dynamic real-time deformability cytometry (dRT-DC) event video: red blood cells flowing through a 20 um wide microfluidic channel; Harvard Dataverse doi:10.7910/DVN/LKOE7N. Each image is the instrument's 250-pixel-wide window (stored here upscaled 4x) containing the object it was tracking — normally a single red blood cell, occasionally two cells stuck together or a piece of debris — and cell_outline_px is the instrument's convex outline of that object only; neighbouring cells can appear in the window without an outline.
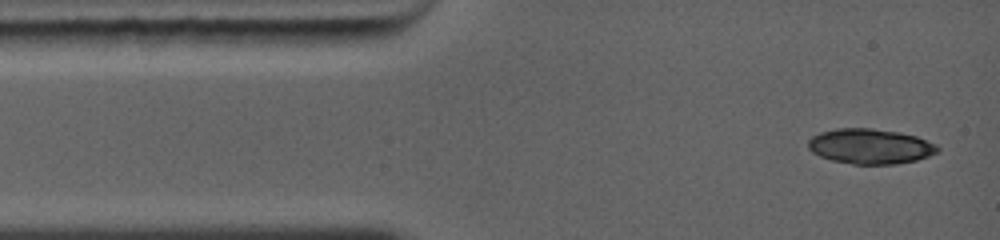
{"species": "common noctule bat (a hibernating species)", "species_latin": "Nyctalus noctula", "temperature_condition": "warm", "stored_images_in_passage": 3, "camera_frame_rate_fps": 5000, "um_per_image_px": 0.085, "animal": {"sex": "female", "body_mass_g": 19.0, "forearm_length_mm": 56.7}, "frame": {"image": 1, "passage_image": 1, "time_ms": 0.0, "image_size_px": [1000, 240], "cell_outline_px": [[940, 148], [936, 152], [928, 156], [916, 160], [896, 164], [852, 164], [832, 160], [820, 156], [812, 152], [808, 148], [808, 140], [812, 136], [820, 132], [836, 128], [872, 128], [900, 132], [916, 136], [936, 144]], "centroid_in_image_um": [73.95, 12.43], "position_along_channel_um": 11.1, "area_um2": 26.53}}